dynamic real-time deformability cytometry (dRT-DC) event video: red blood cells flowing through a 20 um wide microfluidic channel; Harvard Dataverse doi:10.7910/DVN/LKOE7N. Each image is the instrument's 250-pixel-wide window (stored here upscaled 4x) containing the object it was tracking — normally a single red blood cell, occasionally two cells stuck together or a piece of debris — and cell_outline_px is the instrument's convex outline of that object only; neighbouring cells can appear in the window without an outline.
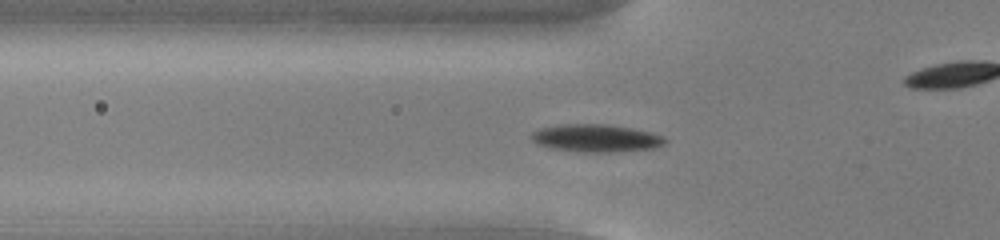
{"species": "common noctule bat (a hibernating species)", "species_latin": "Nyctalus noctula", "temperature_condition": "cold", "stored_images_in_passage": 56, "camera_frame_rate_fps": 3000, "um_per_image_px": 0.085, "animal": {"sex": "male", "body_mass_g": 13.0, "forearm_length_mm": 53.1}, "frame": {"image": 1, "passage_image": 20, "time_ms": 6.333, "image_size_px": [1000, 240], "cell_outline_px": [[668, 140], [664, 144], [656, 148], [616, 152], [584, 152], [548, 148], [532, 140], [528, 136], [532, 132], [540, 128], [560, 124], [608, 124], [632, 128], [652, 132], [664, 136]], "centroid_in_image_um": [50.69, 11.74], "position_along_channel_um": 75.1, "area_um2": 21.85}}
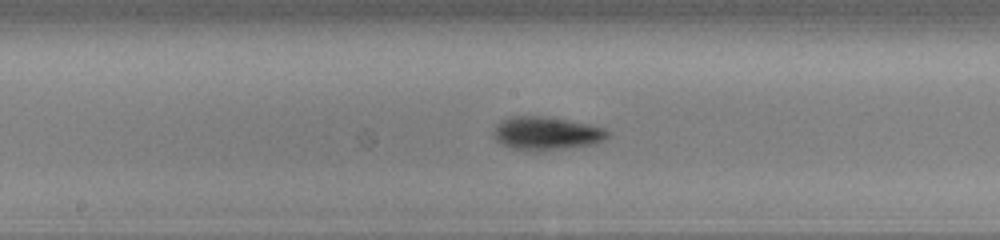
{"frame": {"image": 2, "passage_image": 30, "time_ms": 9.667, "image_size_px": [1000, 240], "cell_outline_px": [[612, 132], [604, 140], [596, 144], [568, 148], [536, 152], [532, 152], [512, 148], [496, 140], [492, 136], [492, 132], [496, 124], [500, 120], [512, 116], [548, 116], [608, 128]], "centroid_in_image_um": [46.47, 11.34], "position_along_channel_um": 201.7, "area_um2": 22.72}}
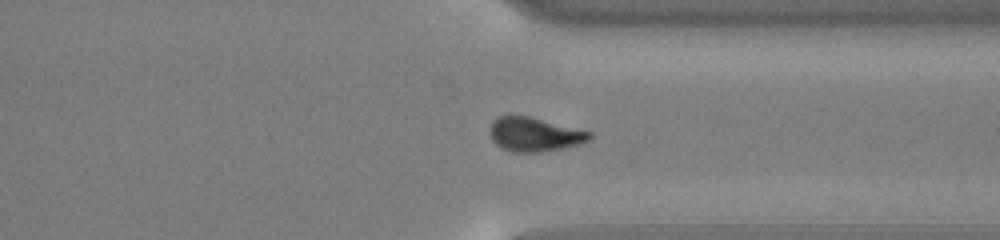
{"frame": {"image": 3, "passage_image": 43, "time_ms": 14.0, "image_size_px": [1000, 240], "cell_outline_px": [[592, 136], [588, 140], [580, 144], [540, 152], [512, 152], [500, 148], [492, 140], [492, 120], [496, 116], [528, 116], [592, 132]], "centroid_in_image_um": [45.43, 11.43], "position_along_channel_um": 366.0, "area_um2": 19.48}, "authors_computed_cell_mechanics": {"area_um2": 19.4497, "velocity_mm_per_s": 3.7909, "shape_relaxation_time_tau1_ms": 2.7112, "shape_relaxation_time_tau2_ms": 10.0503, "deformation_change_tau1": 0.1186, "deformation_change_tau2": 0.1227}}